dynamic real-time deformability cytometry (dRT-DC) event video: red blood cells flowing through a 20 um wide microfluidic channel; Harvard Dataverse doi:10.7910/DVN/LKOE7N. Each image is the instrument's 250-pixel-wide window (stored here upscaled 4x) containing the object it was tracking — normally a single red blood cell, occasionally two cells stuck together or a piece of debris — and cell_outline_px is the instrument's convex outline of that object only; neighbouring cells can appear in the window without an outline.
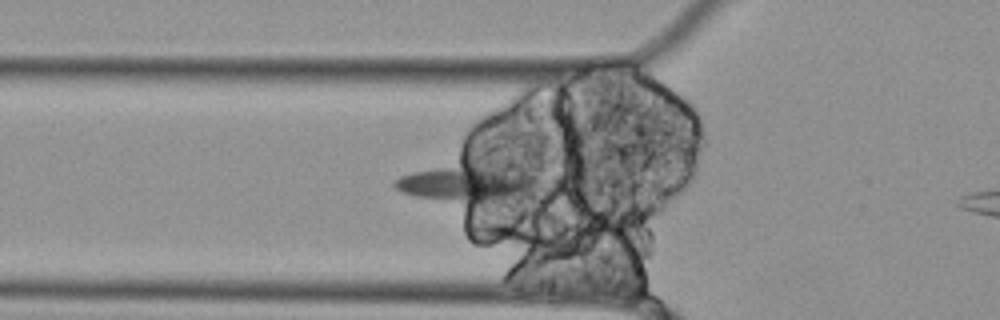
{"species": "Egyptian fruit bat (a non-hibernating species)", "species_latin": "Rousettus aegyptiacus", "temperature_condition": "cold", "stored_images_in_passage": 35, "camera_frame_rate_fps": 3000, "um_per_image_px": 0.085, "animal": {"sex": "female"}, "frame": {"image": 1, "passage_image": 8, "time_ms": 2.333, "image_size_px": [1000, 320], "cell_outline_px": [[536, 188], [532, 196], [472, 204], [416, 196], [400, 192], [392, 184], [400, 176], [412, 172], [476, 156], [524, 176], [536, 184]], "centroid_in_image_um": [39.64, 15.51], "position_along_channel_um": 86.2, "area_um2": 31.96}}
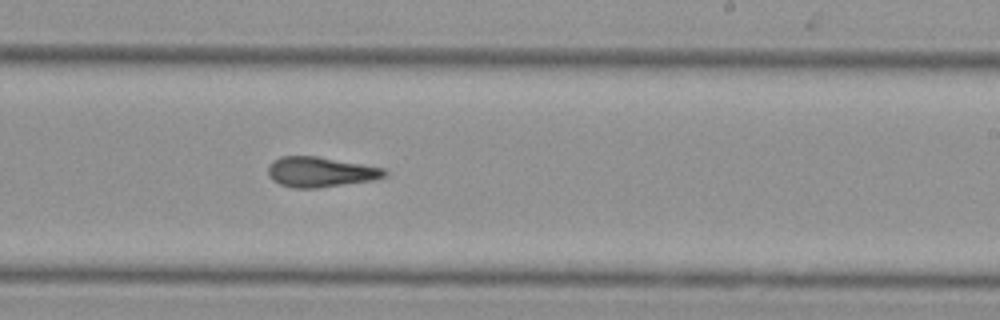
{"frame": {"image": 2, "passage_image": 23, "time_ms": 7.333, "image_size_px": [1000, 320], "cell_outline_px": [[388, 176], [372, 180], [320, 188], [292, 188], [280, 184], [272, 180], [268, 176], [268, 168], [272, 160], [280, 156], [316, 156], [384, 168], [388, 172]], "centroid_in_image_um": [27.22, 14.62], "position_along_channel_um": 261.8, "area_um2": 20.58}}
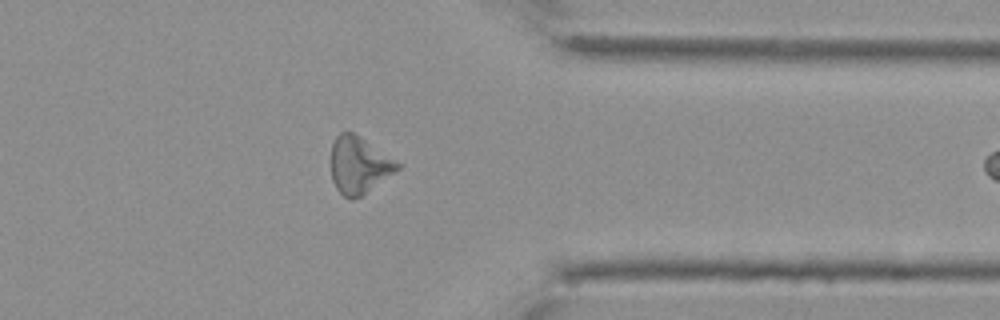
{"frame": {"image": 3, "passage_image": 34, "time_ms": 11.0, "image_size_px": [1000, 320], "cell_outline_px": [[404, 164], [400, 168], [360, 196], [352, 200], [344, 196], [336, 188], [332, 180], [332, 144], [336, 136], [340, 132], [352, 132], [360, 136]], "centroid_in_image_um": [30.54, 14.01], "position_along_channel_um": 380.9, "area_um2": 21.91}}